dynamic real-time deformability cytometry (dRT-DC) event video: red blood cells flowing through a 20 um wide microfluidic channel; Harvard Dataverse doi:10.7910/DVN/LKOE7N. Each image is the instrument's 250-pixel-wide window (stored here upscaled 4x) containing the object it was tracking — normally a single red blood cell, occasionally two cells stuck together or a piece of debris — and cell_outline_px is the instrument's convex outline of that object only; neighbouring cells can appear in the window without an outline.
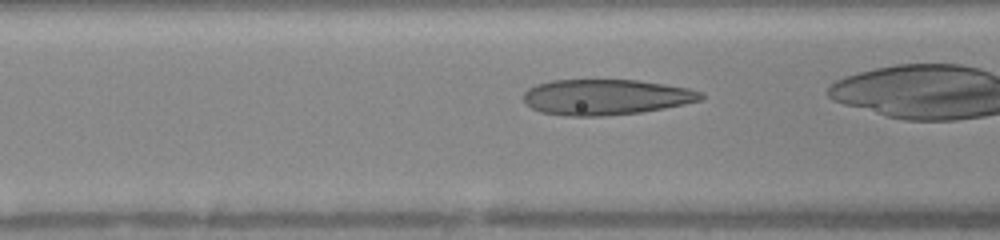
{"species": "human", "species_latin": "Homo sapiens", "temperature_condition": "warm", "stored_images_in_passage": 31, "camera_frame_rate_fps": 3000, "um_per_image_px": 0.085, "donor": {"sex": "female"}, "frame": {"image": 1, "passage_image": 12, "time_ms": 3.667, "image_size_px": [1000, 240], "cell_outline_px": [[704, 96], [700, 100], [684, 104], [664, 108], [640, 112], [604, 116], [564, 116], [540, 112], [532, 108], [524, 100], [524, 92], [528, 88], [536, 84], [552, 80], [636, 80], [664, 84], [688, 88], [704, 92]], "centroid_in_image_um": [51.49, 8.25], "position_along_channel_um": 115.1, "area_um2": 36.82}}
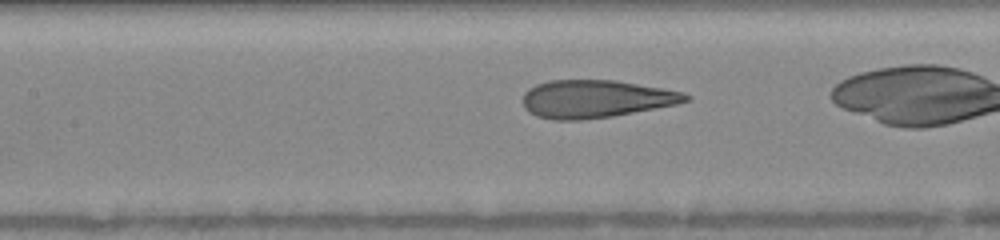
{"frame": {"image": 2, "passage_image": 15, "time_ms": 4.667, "image_size_px": [1000, 240], "cell_outline_px": [[692, 100], [676, 104], [656, 108], [612, 116], [580, 120], [552, 120], [536, 116], [528, 112], [524, 108], [524, 92], [528, 88], [536, 84], [552, 80], [616, 80], [684, 92], [692, 96]], "centroid_in_image_um": [50.64, 8.41], "position_along_channel_um": 156.8, "area_um2": 35.95}}
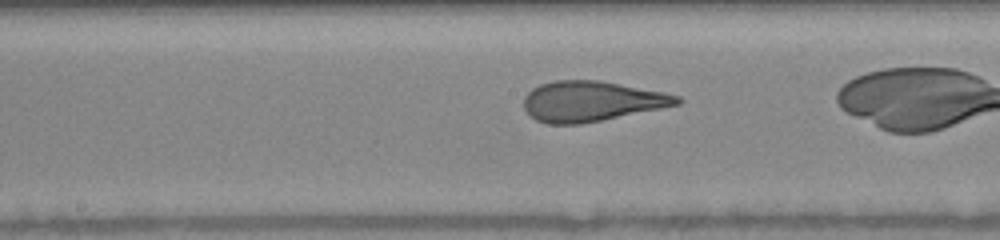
{"frame": {"image": 3, "passage_image": 18, "time_ms": 5.667, "image_size_px": [1000, 240], "cell_outline_px": [[684, 100], [680, 104], [580, 124], [548, 124], [536, 120], [524, 108], [524, 96], [532, 88], [540, 84], [556, 80], [600, 80], [664, 92], [680, 96]], "centroid_in_image_um": [50.27, 8.59], "position_along_channel_um": 197.9, "area_um2": 35.78}}